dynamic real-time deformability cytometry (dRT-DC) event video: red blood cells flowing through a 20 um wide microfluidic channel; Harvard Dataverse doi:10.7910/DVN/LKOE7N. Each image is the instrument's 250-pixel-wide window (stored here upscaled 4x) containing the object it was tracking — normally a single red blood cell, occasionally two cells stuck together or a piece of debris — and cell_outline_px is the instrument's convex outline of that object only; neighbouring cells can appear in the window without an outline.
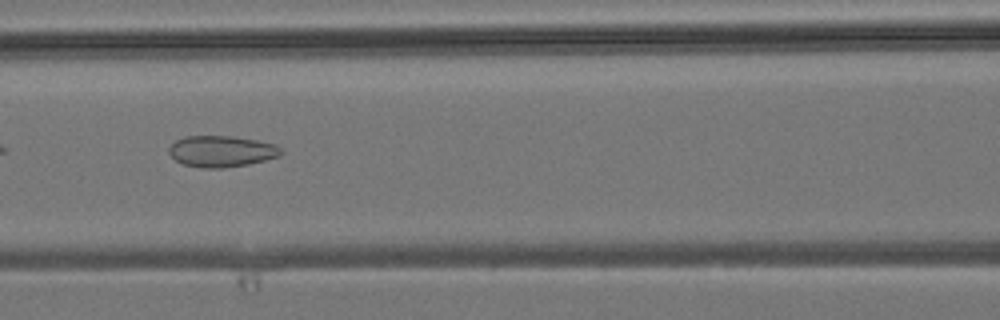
{"species": "common noctule bat (a hibernating species)", "species_latin": "Nyctalus noctula", "temperature_condition": "room temperature", "stored_images_in_passage": 4, "camera_frame_rate_fps": 3000, "um_per_image_px": 0.085, "animal": {"sex": "male", "body_mass_g": 19.2, "forearm_length_mm": 51.8}, "frame": {"image": 1, "passage_image": 4, "time_ms": 3.333, "image_size_px": [1000, 320], "cell_outline_px": [[284, 152], [280, 156], [248, 164], [220, 168], [204, 168], [184, 164], [176, 160], [168, 152], [168, 148], [176, 140], [184, 136], [232, 136], [256, 140], [276, 144]], "centroid_in_image_um": [18.84, 12.85], "position_along_channel_um": 147.8, "area_um2": 20.35}}